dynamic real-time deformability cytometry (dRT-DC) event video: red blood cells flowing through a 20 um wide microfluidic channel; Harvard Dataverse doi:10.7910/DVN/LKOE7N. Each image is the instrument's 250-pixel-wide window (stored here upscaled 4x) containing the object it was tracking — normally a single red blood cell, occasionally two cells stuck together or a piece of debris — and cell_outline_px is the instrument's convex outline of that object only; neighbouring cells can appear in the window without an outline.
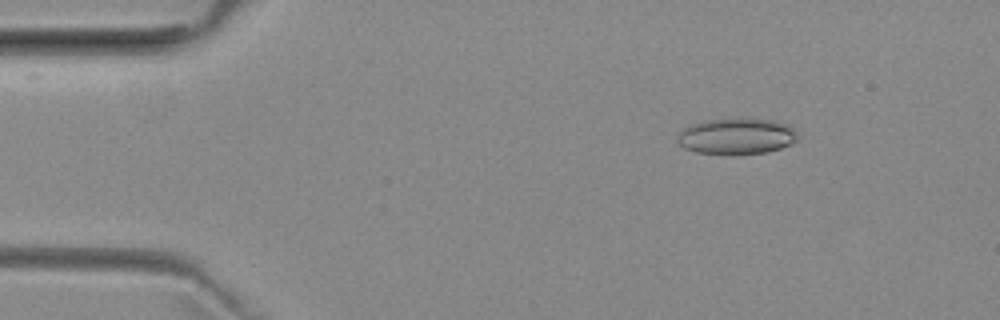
{"species": "common noctule bat (a hibernating species)", "species_latin": "Nyctalus noctula", "temperature_condition": "room temperature", "stored_images_in_passage": 51, "camera_frame_rate_fps": 3000, "um_per_image_px": 0.085, "animal": {"sex": "female", "body_mass_g": 29.2, "forearm_length_mm": 56.3}, "frame": {"image": 1, "passage_image": 7, "time_ms": 2.0, "image_size_px": [1000, 320], "cell_outline_px": [[796, 140], [792, 144], [768, 152], [732, 156], [728, 156], [696, 152], [684, 148], [676, 140], [676, 136], [688, 124], [704, 120], [728, 116], [744, 116], [776, 120], [788, 124], [796, 132]], "centroid_in_image_um": [62.58, 11.55], "position_along_channel_um": 22.4, "area_um2": 26.76}}
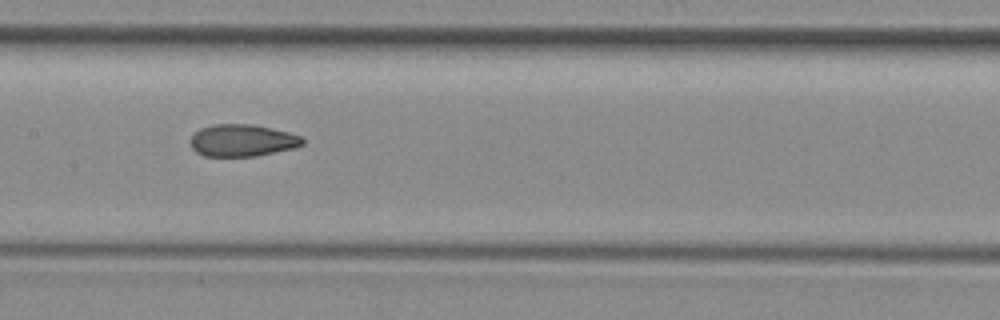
{"frame": {"image": 2, "passage_image": 25, "time_ms": 8.0, "image_size_px": [1000, 320], "cell_outline_px": [[304, 144], [296, 148], [256, 156], [204, 156], [196, 152], [192, 148], [188, 140], [200, 128], [212, 124], [248, 124], [288, 132], [300, 136], [304, 140]], "centroid_in_image_um": [20.57, 11.94], "position_along_channel_um": 186.8, "area_um2": 20.98}}
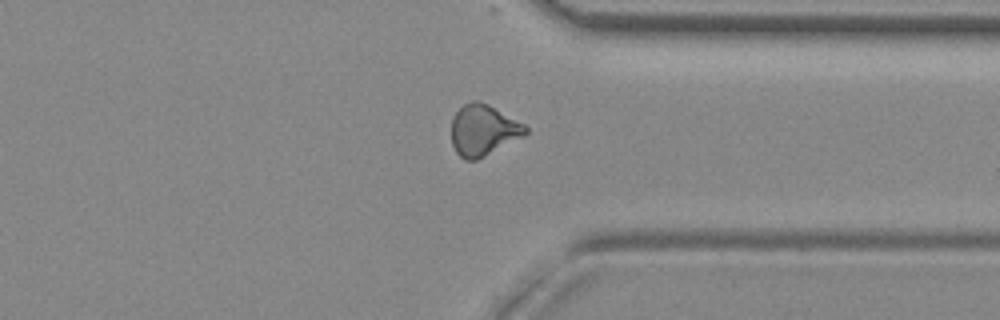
{"frame": {"image": 3, "passage_image": 39, "time_ms": 12.667, "image_size_px": [1000, 320], "cell_outline_px": [[528, 132], [524, 136], [476, 160], [464, 160], [456, 152], [452, 144], [452, 116], [464, 104], [472, 100], [480, 100], [488, 104], [524, 124], [528, 128]], "centroid_in_image_um": [41.07, 11.05], "position_along_channel_um": 370.3, "area_um2": 21.96}, "authors_computed_cell_mechanics": {"area_um2": 21.6172, "velocity_mm_per_s": 3.9867, "shape_relaxation_time_tau1_ms": null, "shape_relaxation_time_tau2_ms": 1.4729, "deformation_change_tau1": null, "deformation_change_tau2": 0.0697}}